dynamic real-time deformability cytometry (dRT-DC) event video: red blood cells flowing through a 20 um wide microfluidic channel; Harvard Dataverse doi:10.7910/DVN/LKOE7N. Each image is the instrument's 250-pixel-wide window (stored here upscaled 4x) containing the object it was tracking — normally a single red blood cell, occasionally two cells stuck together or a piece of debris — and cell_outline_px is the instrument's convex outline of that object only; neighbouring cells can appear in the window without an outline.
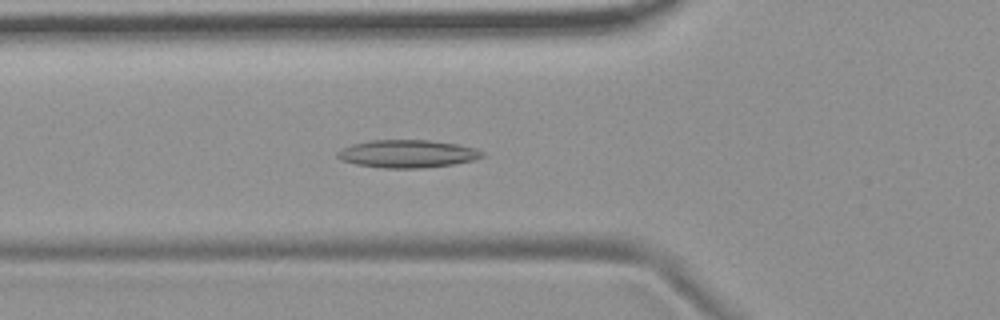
{"species": "common noctule bat (a hibernating species)", "species_latin": "Nyctalus noctula", "temperature_condition": "room temperature", "stored_images_in_passage": 18, "camera_frame_rate_fps": 3000, "um_per_image_px": 0.085, "animal": {"sex": "female", "body_mass_g": 19.9}, "frame": {"image": 1, "passage_image": 8, "time_ms": 2.333, "image_size_px": [1000, 320], "cell_outline_px": [[484, 156], [472, 160], [452, 164], [424, 168], [384, 168], [356, 164], [340, 160], [336, 156], [336, 152], [352, 144], [372, 140], [428, 140], [456, 144], [476, 148], [484, 152]], "centroid_in_image_um": [34.62, 13.07], "position_along_channel_um": 91.2, "area_um2": 23.35}}
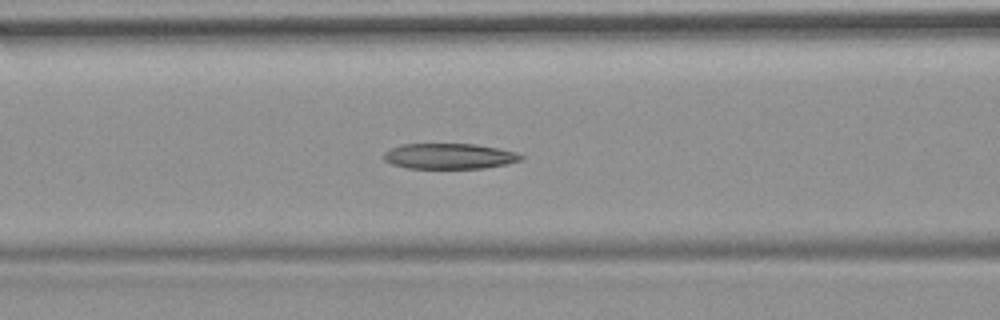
{"frame": {"image": 2, "passage_image": 11, "time_ms": 3.333, "image_size_px": [1000, 320], "cell_outline_px": [[524, 160], [484, 168], [408, 168], [392, 164], [384, 160], [384, 152], [392, 148], [404, 144], [476, 144], [516, 152], [524, 156]], "centroid_in_image_um": [38.21, 13.27], "position_along_channel_um": 128.4, "area_um2": 20.29}}
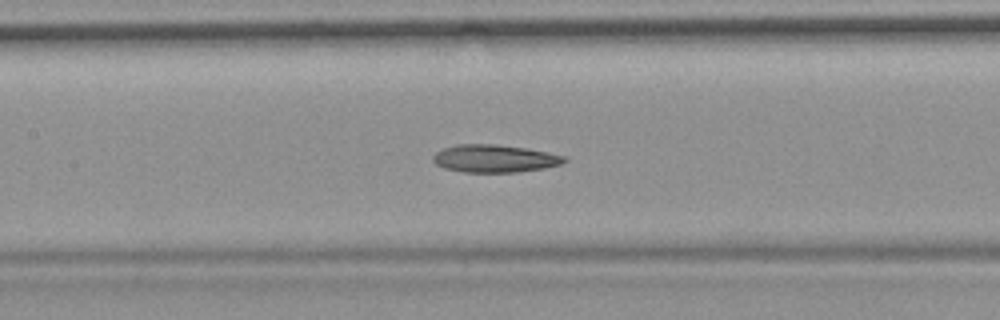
{"frame": {"image": 3, "passage_image": 14, "time_ms": 4.333, "image_size_px": [1000, 320], "cell_outline_px": [[568, 160], [560, 164], [544, 168], [516, 172], [464, 172], [444, 168], [436, 164], [432, 160], [432, 156], [436, 152], [444, 148], [456, 144], [496, 144], [528, 148], [568, 156]], "centroid_in_image_um": [42.06, 13.47], "position_along_channel_um": 165.3, "area_um2": 21.33}}